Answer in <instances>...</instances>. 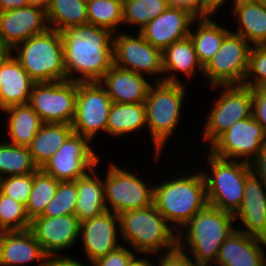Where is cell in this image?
<instances>
[{"label":"cell","mask_w":266,"mask_h":266,"mask_svg":"<svg viewBox=\"0 0 266 266\" xmlns=\"http://www.w3.org/2000/svg\"><path fill=\"white\" fill-rule=\"evenodd\" d=\"M60 32L67 80L98 82L113 65V35L110 30L84 24Z\"/></svg>","instance_id":"1"},{"label":"cell","mask_w":266,"mask_h":266,"mask_svg":"<svg viewBox=\"0 0 266 266\" xmlns=\"http://www.w3.org/2000/svg\"><path fill=\"white\" fill-rule=\"evenodd\" d=\"M234 221L232 213L207 205L177 232V247L195 266H213L220 246L237 229Z\"/></svg>","instance_id":"2"},{"label":"cell","mask_w":266,"mask_h":266,"mask_svg":"<svg viewBox=\"0 0 266 266\" xmlns=\"http://www.w3.org/2000/svg\"><path fill=\"white\" fill-rule=\"evenodd\" d=\"M181 176L174 174L154 186V204L178 232L208 205L205 180L201 170ZM178 177V178H177Z\"/></svg>","instance_id":"3"},{"label":"cell","mask_w":266,"mask_h":266,"mask_svg":"<svg viewBox=\"0 0 266 266\" xmlns=\"http://www.w3.org/2000/svg\"><path fill=\"white\" fill-rule=\"evenodd\" d=\"M119 219L121 239L128 246L131 245L136 253L155 255L177 248V231L154 203L145 208L122 212Z\"/></svg>","instance_id":"4"},{"label":"cell","mask_w":266,"mask_h":266,"mask_svg":"<svg viewBox=\"0 0 266 266\" xmlns=\"http://www.w3.org/2000/svg\"><path fill=\"white\" fill-rule=\"evenodd\" d=\"M10 52L35 83L67 80L62 38L55 29L28 38Z\"/></svg>","instance_id":"5"},{"label":"cell","mask_w":266,"mask_h":266,"mask_svg":"<svg viewBox=\"0 0 266 266\" xmlns=\"http://www.w3.org/2000/svg\"><path fill=\"white\" fill-rule=\"evenodd\" d=\"M185 83L154 82L145 101L146 124L153 144L154 160L159 159L169 137L174 136L186 97Z\"/></svg>","instance_id":"6"},{"label":"cell","mask_w":266,"mask_h":266,"mask_svg":"<svg viewBox=\"0 0 266 266\" xmlns=\"http://www.w3.org/2000/svg\"><path fill=\"white\" fill-rule=\"evenodd\" d=\"M206 158L208 171L201 172L208 205L234 214L244 198L245 180L252 173L250 164L219 158L210 152Z\"/></svg>","instance_id":"7"},{"label":"cell","mask_w":266,"mask_h":266,"mask_svg":"<svg viewBox=\"0 0 266 266\" xmlns=\"http://www.w3.org/2000/svg\"><path fill=\"white\" fill-rule=\"evenodd\" d=\"M221 87V88H220ZM222 91L217 100L212 102L207 115L201 138L209 147L221 134L233 124L252 116V91L245 85H217L212 86ZM223 88V89H222Z\"/></svg>","instance_id":"8"},{"label":"cell","mask_w":266,"mask_h":266,"mask_svg":"<svg viewBox=\"0 0 266 266\" xmlns=\"http://www.w3.org/2000/svg\"><path fill=\"white\" fill-rule=\"evenodd\" d=\"M103 176L105 205L108 211L116 213L141 209L154 203V186L112 162Z\"/></svg>","instance_id":"9"},{"label":"cell","mask_w":266,"mask_h":266,"mask_svg":"<svg viewBox=\"0 0 266 266\" xmlns=\"http://www.w3.org/2000/svg\"><path fill=\"white\" fill-rule=\"evenodd\" d=\"M252 47L242 36L230 31L218 52L203 68V76L210 86L243 85Z\"/></svg>","instance_id":"10"},{"label":"cell","mask_w":266,"mask_h":266,"mask_svg":"<svg viewBox=\"0 0 266 266\" xmlns=\"http://www.w3.org/2000/svg\"><path fill=\"white\" fill-rule=\"evenodd\" d=\"M78 82L63 80L34 83L28 104L43 123L72 124Z\"/></svg>","instance_id":"11"},{"label":"cell","mask_w":266,"mask_h":266,"mask_svg":"<svg viewBox=\"0 0 266 266\" xmlns=\"http://www.w3.org/2000/svg\"><path fill=\"white\" fill-rule=\"evenodd\" d=\"M132 36L119 31L113 35V64L136 73L153 76L154 82L163 81L162 50L153 47L138 31ZM160 78H154L156 75Z\"/></svg>","instance_id":"12"},{"label":"cell","mask_w":266,"mask_h":266,"mask_svg":"<svg viewBox=\"0 0 266 266\" xmlns=\"http://www.w3.org/2000/svg\"><path fill=\"white\" fill-rule=\"evenodd\" d=\"M113 101L99 82H78L74 133L93 142L98 132L106 133L108 115Z\"/></svg>","instance_id":"13"},{"label":"cell","mask_w":266,"mask_h":266,"mask_svg":"<svg viewBox=\"0 0 266 266\" xmlns=\"http://www.w3.org/2000/svg\"><path fill=\"white\" fill-rule=\"evenodd\" d=\"M90 144L89 139L73 132L41 169L58 181L85 176L100 161Z\"/></svg>","instance_id":"14"},{"label":"cell","mask_w":266,"mask_h":266,"mask_svg":"<svg viewBox=\"0 0 266 266\" xmlns=\"http://www.w3.org/2000/svg\"><path fill=\"white\" fill-rule=\"evenodd\" d=\"M265 142L263 127L251 116L228 128L209 146L208 152L219 158L250 163Z\"/></svg>","instance_id":"15"},{"label":"cell","mask_w":266,"mask_h":266,"mask_svg":"<svg viewBox=\"0 0 266 266\" xmlns=\"http://www.w3.org/2000/svg\"><path fill=\"white\" fill-rule=\"evenodd\" d=\"M80 225L75 214L38 216L31 221L30 230L47 255H60L78 242Z\"/></svg>","instance_id":"16"},{"label":"cell","mask_w":266,"mask_h":266,"mask_svg":"<svg viewBox=\"0 0 266 266\" xmlns=\"http://www.w3.org/2000/svg\"><path fill=\"white\" fill-rule=\"evenodd\" d=\"M119 232V215L108 210L81 222L79 237L90 265L121 245L117 241Z\"/></svg>","instance_id":"17"},{"label":"cell","mask_w":266,"mask_h":266,"mask_svg":"<svg viewBox=\"0 0 266 266\" xmlns=\"http://www.w3.org/2000/svg\"><path fill=\"white\" fill-rule=\"evenodd\" d=\"M48 28L46 11L41 8L28 5L0 12V40L10 51Z\"/></svg>","instance_id":"18"},{"label":"cell","mask_w":266,"mask_h":266,"mask_svg":"<svg viewBox=\"0 0 266 266\" xmlns=\"http://www.w3.org/2000/svg\"><path fill=\"white\" fill-rule=\"evenodd\" d=\"M195 19L186 9L168 7L139 32L153 47L163 51L172 43L187 38Z\"/></svg>","instance_id":"19"},{"label":"cell","mask_w":266,"mask_h":266,"mask_svg":"<svg viewBox=\"0 0 266 266\" xmlns=\"http://www.w3.org/2000/svg\"><path fill=\"white\" fill-rule=\"evenodd\" d=\"M233 216L242 225L241 229L237 225V230L253 237H258L266 226V186L253 173L245 180L244 198Z\"/></svg>","instance_id":"20"},{"label":"cell","mask_w":266,"mask_h":266,"mask_svg":"<svg viewBox=\"0 0 266 266\" xmlns=\"http://www.w3.org/2000/svg\"><path fill=\"white\" fill-rule=\"evenodd\" d=\"M98 82L115 103H145L152 85L145 74L123 69L115 64Z\"/></svg>","instance_id":"21"},{"label":"cell","mask_w":266,"mask_h":266,"mask_svg":"<svg viewBox=\"0 0 266 266\" xmlns=\"http://www.w3.org/2000/svg\"><path fill=\"white\" fill-rule=\"evenodd\" d=\"M46 256L30 229L0 232V266H19L35 261L42 266Z\"/></svg>","instance_id":"22"},{"label":"cell","mask_w":266,"mask_h":266,"mask_svg":"<svg viewBox=\"0 0 266 266\" xmlns=\"http://www.w3.org/2000/svg\"><path fill=\"white\" fill-rule=\"evenodd\" d=\"M34 81L11 52L0 63V111L29 102Z\"/></svg>","instance_id":"23"},{"label":"cell","mask_w":266,"mask_h":266,"mask_svg":"<svg viewBox=\"0 0 266 266\" xmlns=\"http://www.w3.org/2000/svg\"><path fill=\"white\" fill-rule=\"evenodd\" d=\"M217 266H266V254L257 237L235 230L220 246Z\"/></svg>","instance_id":"24"},{"label":"cell","mask_w":266,"mask_h":266,"mask_svg":"<svg viewBox=\"0 0 266 266\" xmlns=\"http://www.w3.org/2000/svg\"><path fill=\"white\" fill-rule=\"evenodd\" d=\"M162 58L163 82L182 83L177 76L178 72L191 78V76H197L196 72L200 71L203 76V67L198 61L193 42L189 36L166 47L162 51Z\"/></svg>","instance_id":"25"},{"label":"cell","mask_w":266,"mask_h":266,"mask_svg":"<svg viewBox=\"0 0 266 266\" xmlns=\"http://www.w3.org/2000/svg\"><path fill=\"white\" fill-rule=\"evenodd\" d=\"M96 169L93 168L85 176L75 180L77 187L75 215L80 222L107 211L104 182L102 177L96 174Z\"/></svg>","instance_id":"26"},{"label":"cell","mask_w":266,"mask_h":266,"mask_svg":"<svg viewBox=\"0 0 266 266\" xmlns=\"http://www.w3.org/2000/svg\"><path fill=\"white\" fill-rule=\"evenodd\" d=\"M231 6L233 15L238 20L237 30L232 32L242 36L252 46L266 45V8L262 2H245Z\"/></svg>","instance_id":"27"},{"label":"cell","mask_w":266,"mask_h":266,"mask_svg":"<svg viewBox=\"0 0 266 266\" xmlns=\"http://www.w3.org/2000/svg\"><path fill=\"white\" fill-rule=\"evenodd\" d=\"M214 15L195 19L192 23L189 37L193 42L199 63L204 68L207 63L218 52L225 36L231 31L214 22ZM197 21V29L192 27Z\"/></svg>","instance_id":"28"},{"label":"cell","mask_w":266,"mask_h":266,"mask_svg":"<svg viewBox=\"0 0 266 266\" xmlns=\"http://www.w3.org/2000/svg\"><path fill=\"white\" fill-rule=\"evenodd\" d=\"M1 112L7 115V142L28 147L43 124L40 116L28 103L14 105Z\"/></svg>","instance_id":"29"},{"label":"cell","mask_w":266,"mask_h":266,"mask_svg":"<svg viewBox=\"0 0 266 266\" xmlns=\"http://www.w3.org/2000/svg\"><path fill=\"white\" fill-rule=\"evenodd\" d=\"M73 132L71 124L43 123L28 146L34 164L42 168Z\"/></svg>","instance_id":"30"},{"label":"cell","mask_w":266,"mask_h":266,"mask_svg":"<svg viewBox=\"0 0 266 266\" xmlns=\"http://www.w3.org/2000/svg\"><path fill=\"white\" fill-rule=\"evenodd\" d=\"M146 124L145 103H115L113 102L107 121L106 133L112 137H126L138 131Z\"/></svg>","instance_id":"31"},{"label":"cell","mask_w":266,"mask_h":266,"mask_svg":"<svg viewBox=\"0 0 266 266\" xmlns=\"http://www.w3.org/2000/svg\"><path fill=\"white\" fill-rule=\"evenodd\" d=\"M86 0H51L46 11L49 28L61 31L67 27L88 24Z\"/></svg>","instance_id":"32"},{"label":"cell","mask_w":266,"mask_h":266,"mask_svg":"<svg viewBox=\"0 0 266 266\" xmlns=\"http://www.w3.org/2000/svg\"><path fill=\"white\" fill-rule=\"evenodd\" d=\"M4 141H0V179L35 173L39 169L32 160L29 147Z\"/></svg>","instance_id":"33"},{"label":"cell","mask_w":266,"mask_h":266,"mask_svg":"<svg viewBox=\"0 0 266 266\" xmlns=\"http://www.w3.org/2000/svg\"><path fill=\"white\" fill-rule=\"evenodd\" d=\"M86 10L89 24L108 29L114 34L123 24V0H87Z\"/></svg>","instance_id":"34"},{"label":"cell","mask_w":266,"mask_h":266,"mask_svg":"<svg viewBox=\"0 0 266 266\" xmlns=\"http://www.w3.org/2000/svg\"><path fill=\"white\" fill-rule=\"evenodd\" d=\"M58 184V180L41 168L33 173V186L26 204V212L31 221L43 214L48 203L54 198Z\"/></svg>","instance_id":"35"},{"label":"cell","mask_w":266,"mask_h":266,"mask_svg":"<svg viewBox=\"0 0 266 266\" xmlns=\"http://www.w3.org/2000/svg\"><path fill=\"white\" fill-rule=\"evenodd\" d=\"M168 7L167 0H123V24L138 26L140 31Z\"/></svg>","instance_id":"36"},{"label":"cell","mask_w":266,"mask_h":266,"mask_svg":"<svg viewBox=\"0 0 266 266\" xmlns=\"http://www.w3.org/2000/svg\"><path fill=\"white\" fill-rule=\"evenodd\" d=\"M31 227L26 206L0 191V230L23 231Z\"/></svg>","instance_id":"37"},{"label":"cell","mask_w":266,"mask_h":266,"mask_svg":"<svg viewBox=\"0 0 266 266\" xmlns=\"http://www.w3.org/2000/svg\"><path fill=\"white\" fill-rule=\"evenodd\" d=\"M77 187L75 181H59L54 198L48 203L41 216L57 217L75 214Z\"/></svg>","instance_id":"38"},{"label":"cell","mask_w":266,"mask_h":266,"mask_svg":"<svg viewBox=\"0 0 266 266\" xmlns=\"http://www.w3.org/2000/svg\"><path fill=\"white\" fill-rule=\"evenodd\" d=\"M33 186V173L0 179V191L26 206Z\"/></svg>","instance_id":"39"},{"label":"cell","mask_w":266,"mask_h":266,"mask_svg":"<svg viewBox=\"0 0 266 266\" xmlns=\"http://www.w3.org/2000/svg\"><path fill=\"white\" fill-rule=\"evenodd\" d=\"M251 78H253V80ZM243 85L250 88L266 85V45H256L252 47Z\"/></svg>","instance_id":"40"},{"label":"cell","mask_w":266,"mask_h":266,"mask_svg":"<svg viewBox=\"0 0 266 266\" xmlns=\"http://www.w3.org/2000/svg\"><path fill=\"white\" fill-rule=\"evenodd\" d=\"M126 247V248H125ZM120 245L106 256L96 260L94 266H127L131 258L137 254L127 246Z\"/></svg>","instance_id":"41"},{"label":"cell","mask_w":266,"mask_h":266,"mask_svg":"<svg viewBox=\"0 0 266 266\" xmlns=\"http://www.w3.org/2000/svg\"><path fill=\"white\" fill-rule=\"evenodd\" d=\"M169 7L188 10L196 18L216 15L215 11L207 4L206 0H167Z\"/></svg>","instance_id":"42"},{"label":"cell","mask_w":266,"mask_h":266,"mask_svg":"<svg viewBox=\"0 0 266 266\" xmlns=\"http://www.w3.org/2000/svg\"><path fill=\"white\" fill-rule=\"evenodd\" d=\"M252 91V117L263 127L266 133V85L251 88Z\"/></svg>","instance_id":"43"},{"label":"cell","mask_w":266,"mask_h":266,"mask_svg":"<svg viewBox=\"0 0 266 266\" xmlns=\"http://www.w3.org/2000/svg\"><path fill=\"white\" fill-rule=\"evenodd\" d=\"M155 255L158 259V266H195V263L191 260L188 254L180 250L178 247L169 252Z\"/></svg>","instance_id":"44"},{"label":"cell","mask_w":266,"mask_h":266,"mask_svg":"<svg viewBox=\"0 0 266 266\" xmlns=\"http://www.w3.org/2000/svg\"><path fill=\"white\" fill-rule=\"evenodd\" d=\"M249 164L251 172L266 186V142L259 154Z\"/></svg>","instance_id":"45"},{"label":"cell","mask_w":266,"mask_h":266,"mask_svg":"<svg viewBox=\"0 0 266 266\" xmlns=\"http://www.w3.org/2000/svg\"><path fill=\"white\" fill-rule=\"evenodd\" d=\"M42 266H90L67 255H47Z\"/></svg>","instance_id":"46"},{"label":"cell","mask_w":266,"mask_h":266,"mask_svg":"<svg viewBox=\"0 0 266 266\" xmlns=\"http://www.w3.org/2000/svg\"><path fill=\"white\" fill-rule=\"evenodd\" d=\"M28 0H0V12L28 6Z\"/></svg>","instance_id":"47"},{"label":"cell","mask_w":266,"mask_h":266,"mask_svg":"<svg viewBox=\"0 0 266 266\" xmlns=\"http://www.w3.org/2000/svg\"><path fill=\"white\" fill-rule=\"evenodd\" d=\"M137 255V256H136ZM148 255V258L146 257H138V253L135 254L131 260L129 261L128 265L127 266H154V263L153 261L151 260V258L149 259V256H153L154 254H151V253H145L144 256H147ZM138 257V258H137ZM151 260V261H150Z\"/></svg>","instance_id":"48"},{"label":"cell","mask_w":266,"mask_h":266,"mask_svg":"<svg viewBox=\"0 0 266 266\" xmlns=\"http://www.w3.org/2000/svg\"><path fill=\"white\" fill-rule=\"evenodd\" d=\"M28 3L31 6H35L43 9L44 11H47L50 6L51 0H28Z\"/></svg>","instance_id":"49"},{"label":"cell","mask_w":266,"mask_h":266,"mask_svg":"<svg viewBox=\"0 0 266 266\" xmlns=\"http://www.w3.org/2000/svg\"><path fill=\"white\" fill-rule=\"evenodd\" d=\"M227 1V2H226ZM229 0H206L207 4L216 12L218 13V9L223 8L222 6L224 3H228ZM230 2H232L230 0Z\"/></svg>","instance_id":"50"},{"label":"cell","mask_w":266,"mask_h":266,"mask_svg":"<svg viewBox=\"0 0 266 266\" xmlns=\"http://www.w3.org/2000/svg\"><path fill=\"white\" fill-rule=\"evenodd\" d=\"M10 50L0 40V63L8 55Z\"/></svg>","instance_id":"51"},{"label":"cell","mask_w":266,"mask_h":266,"mask_svg":"<svg viewBox=\"0 0 266 266\" xmlns=\"http://www.w3.org/2000/svg\"><path fill=\"white\" fill-rule=\"evenodd\" d=\"M257 240L262 247L266 248V226L261 234L257 237Z\"/></svg>","instance_id":"52"},{"label":"cell","mask_w":266,"mask_h":266,"mask_svg":"<svg viewBox=\"0 0 266 266\" xmlns=\"http://www.w3.org/2000/svg\"><path fill=\"white\" fill-rule=\"evenodd\" d=\"M232 4H240V3H245V2H256V1H261V0H232Z\"/></svg>","instance_id":"53"},{"label":"cell","mask_w":266,"mask_h":266,"mask_svg":"<svg viewBox=\"0 0 266 266\" xmlns=\"http://www.w3.org/2000/svg\"><path fill=\"white\" fill-rule=\"evenodd\" d=\"M263 6L266 8V0H261Z\"/></svg>","instance_id":"54"}]
</instances>
